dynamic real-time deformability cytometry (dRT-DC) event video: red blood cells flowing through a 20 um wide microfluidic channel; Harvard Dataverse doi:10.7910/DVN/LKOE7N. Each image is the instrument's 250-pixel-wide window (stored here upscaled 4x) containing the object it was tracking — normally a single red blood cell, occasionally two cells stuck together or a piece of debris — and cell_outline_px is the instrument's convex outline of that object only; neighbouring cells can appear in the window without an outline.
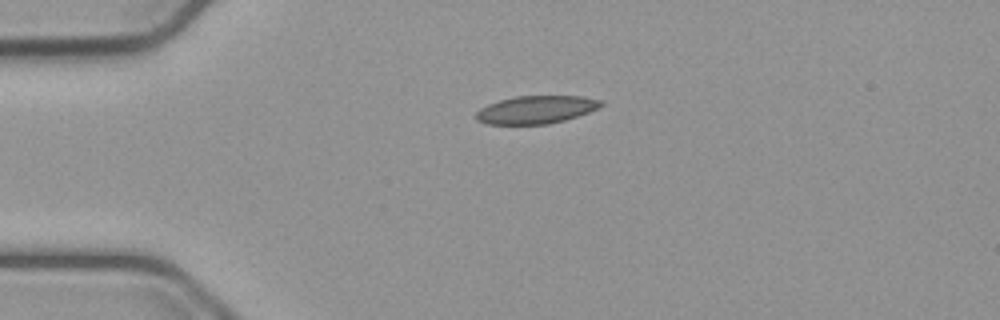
{"species": "common noctule bat (a hibernating species)", "species_latin": "Nyctalus noctula", "temperature_condition": "cold", "stored_images_in_passage": 43, "camera_frame_rate_fps": 3000, "um_per_image_px": 0.085, "animal": {"sex": "male", "body_mass_g": 23.1, "forearm_length_mm": 52.7}, "frame": {"image": 1, "passage_image": 1, "time_ms": 0.0, "image_size_px": [1000, 320], "cell_outline_px": [[604, 104], [588, 112], [564, 120], [548, 124], [488, 124], [476, 120], [476, 112], [480, 108], [488, 104], [500, 100], [516, 96], [584, 96], [600, 100]], "centroid_in_image_um": [45.54, 9.32], "position_along_channel_um": 39.5, "area_um2": 20.11}}
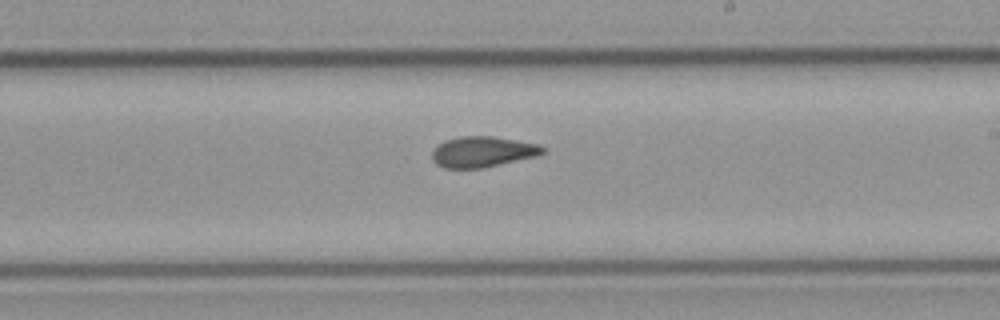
{"frame": {"image": 2, "passage_image": 20, "time_ms": 6.333, "image_size_px": [1000, 320], "cell_outline_px": [[544, 152], [536, 156], [484, 168], [444, 168], [436, 164], [432, 160], [432, 148], [444, 140], [460, 136], [492, 136], [540, 144], [544, 148]], "centroid_in_image_um": [40.98, 12.9], "position_along_channel_um": 248.0, "area_um2": 19.94}}
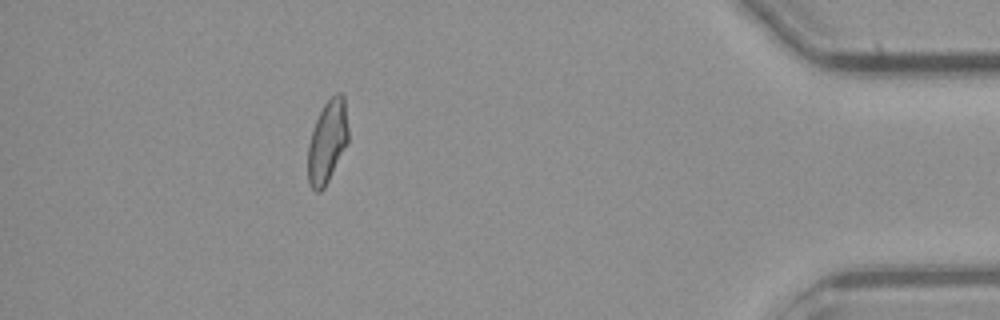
{"frame": {"image": 3, "passage_image": 37, "time_ms": 12.0, "image_size_px": [1000, 320], "cell_outline_px": [[348, 144], [324, 188], [320, 192], [316, 192], [312, 188], [308, 180], [308, 144], [316, 120], [324, 104], [336, 92], [340, 92], [344, 96], [348, 128]], "centroid_in_image_um": [27.84, 12.04], "position_along_channel_um": 407.4, "area_um2": 19.42}, "authors_computed_cell_mechanics": {"area_um2": 19.941, "velocity_mm_per_s": 3.7577, "shape_relaxation_time_tau1_ms": null, "shape_relaxation_time_tau2_ms": 2.8063, "deformation_change_tau1": null, "deformation_change_tau2": 0.0664}}